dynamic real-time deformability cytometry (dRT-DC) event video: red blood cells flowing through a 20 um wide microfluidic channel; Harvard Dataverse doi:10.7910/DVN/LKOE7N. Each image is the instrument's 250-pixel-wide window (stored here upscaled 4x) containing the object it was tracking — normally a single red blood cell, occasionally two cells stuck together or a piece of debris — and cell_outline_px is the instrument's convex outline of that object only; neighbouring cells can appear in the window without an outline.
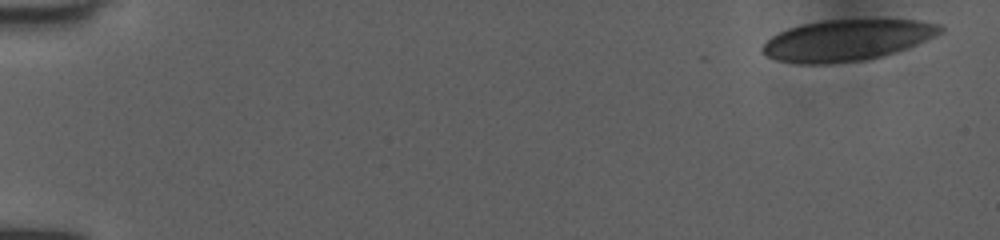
{"species": "human", "species_latin": "Homo sapiens", "temperature_condition": "room temperature", "stored_images_in_passage": 41, "camera_frame_rate_fps": 3000, "um_per_image_px": 0.085, "donor": {"sex": "female"}, "frame": {"image": 1, "passage_image": 1, "time_ms": 0.0, "image_size_px": [1000, 240], "cell_outline_px": [[944, 28], [940, 32], [908, 48], [880, 56], [864, 60], [828, 64], [800, 64], [776, 60], [768, 56], [760, 48], [772, 36], [788, 28], [804, 24], [824, 20], [916, 20], [940, 24]], "centroid_in_image_um": [71.95, 3.42], "position_along_channel_um": 13.0, "area_um2": 42.14}}
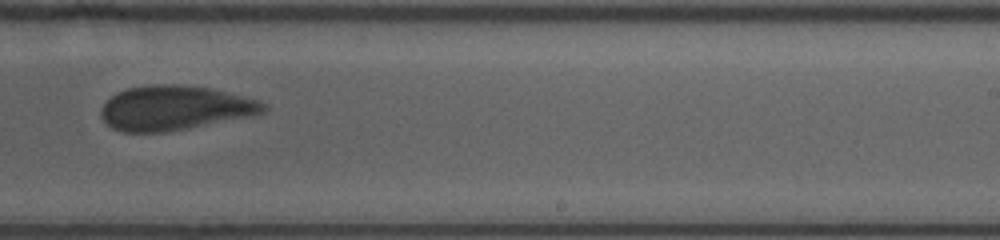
{"frame": {"image": 2, "passage_image": 23, "time_ms": 7.333, "image_size_px": [1000, 240], "cell_outline_px": [[268, 108], [264, 112], [252, 116], [184, 128], [160, 132], [120, 132], [112, 128], [100, 116], [100, 108], [116, 92], [128, 88], [156, 84], [172, 84], [208, 88], [244, 96], [268, 104]], "centroid_in_image_um": [14.83, 9.17], "position_along_channel_um": 274.2, "area_um2": 41.67}}
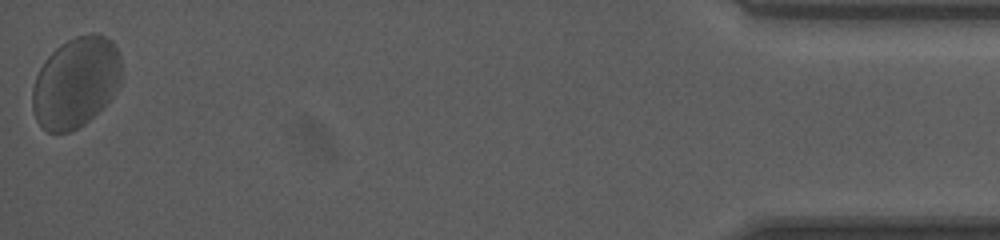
{"frame": {"image": 3, "passage_image": 41, "time_ms": 13.333, "image_size_px": [1000, 240], "cell_outline_px": [[120, 84], [108, 104], [84, 124], [68, 132], [48, 132], [36, 120], [32, 108], [32, 88], [36, 76], [44, 60], [60, 44], [76, 36], [92, 32], [96, 32], [112, 40], [120, 56]], "centroid_in_image_um": [6.45, 7.0], "position_along_channel_um": 428.8, "area_um2": 47.28}, "authors_computed_cell_mechanics": {"area_um2": 42.8298, "velocity_mm_per_s": 3.9291, "shape_relaxation_time_tau1_ms": 6.1202, "shape_relaxation_time_tau2_ms": 0.7606, "deformation_change_tau1": 0.0977, "deformation_change_tau2": 0.0444}}